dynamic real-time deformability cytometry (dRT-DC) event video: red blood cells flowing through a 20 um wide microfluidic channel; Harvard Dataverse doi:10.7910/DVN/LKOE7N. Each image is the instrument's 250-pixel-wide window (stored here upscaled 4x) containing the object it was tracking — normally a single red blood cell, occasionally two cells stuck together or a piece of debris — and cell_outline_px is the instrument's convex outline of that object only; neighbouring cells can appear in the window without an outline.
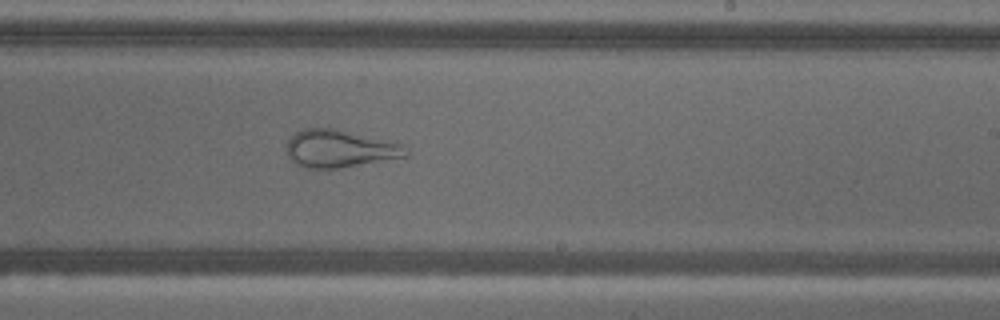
{"species": "common noctule bat (a hibernating species)", "species_latin": "Nyctalus noctula", "temperature_condition": "warm", "stored_images_in_passage": 52, "camera_frame_rate_fps": 3000, "um_per_image_px": 0.085, "animal": {"sex": "male", "body_mass_g": 18.8}, "frame": {"image": 1, "passage_image": 30, "time_ms": 9.667, "image_size_px": [1000, 320], "cell_outline_px": [[408, 156], [340, 168], [304, 168], [296, 164], [288, 156], [288, 140], [296, 132], [304, 128], [332, 128], [404, 144], [408, 152]], "centroid_in_image_um": [28.88, 12.64], "position_along_channel_um": 260.1, "area_um2": 25.84}}
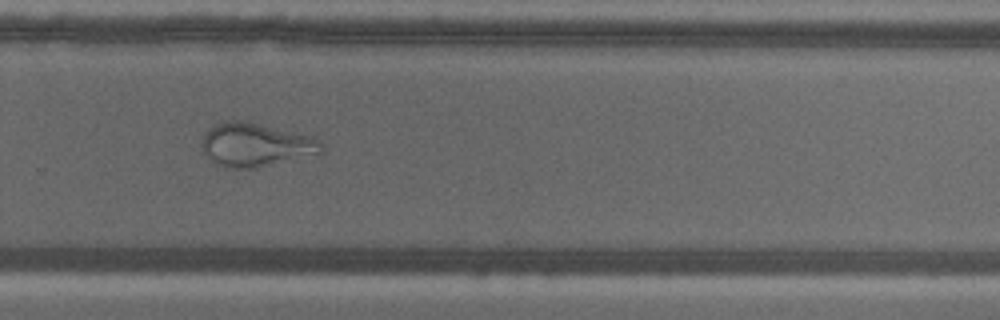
{"frame": {"image": 2, "passage_image": 34, "time_ms": 11.0, "image_size_px": [1000, 320], "cell_outline_px": [[324, 152], [256, 168], [224, 168], [216, 164], [204, 152], [204, 132], [208, 128], [224, 120], [244, 120], [312, 136], [320, 140], [324, 144]], "centroid_in_image_um": [21.76, 12.3], "position_along_channel_um": 308.0, "area_um2": 30.35}}
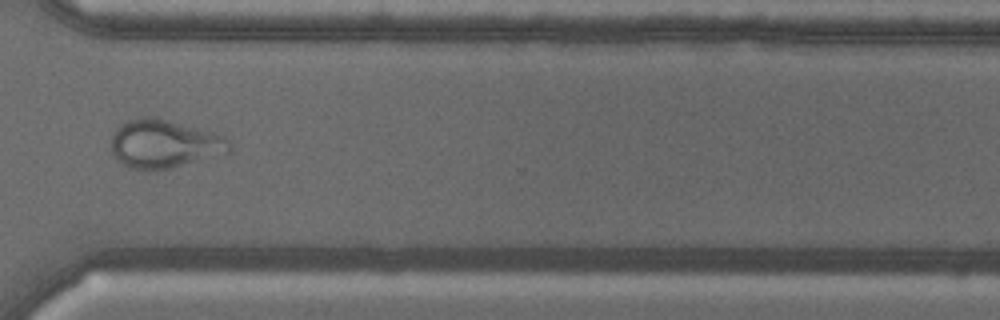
{"frame": {"image": 3, "passage_image": 38, "time_ms": 12.333, "image_size_px": [1000, 320], "cell_outline_px": [[232, 148], [228, 152], [168, 168], [128, 168], [120, 164], [116, 160], [112, 152], [112, 136], [116, 128], [120, 124], [128, 120], [140, 116], [156, 116], [212, 132], [224, 136], [232, 144]], "centroid_in_image_um": [13.92, 12.19], "position_along_channel_um": 356.7, "area_um2": 33.0}}